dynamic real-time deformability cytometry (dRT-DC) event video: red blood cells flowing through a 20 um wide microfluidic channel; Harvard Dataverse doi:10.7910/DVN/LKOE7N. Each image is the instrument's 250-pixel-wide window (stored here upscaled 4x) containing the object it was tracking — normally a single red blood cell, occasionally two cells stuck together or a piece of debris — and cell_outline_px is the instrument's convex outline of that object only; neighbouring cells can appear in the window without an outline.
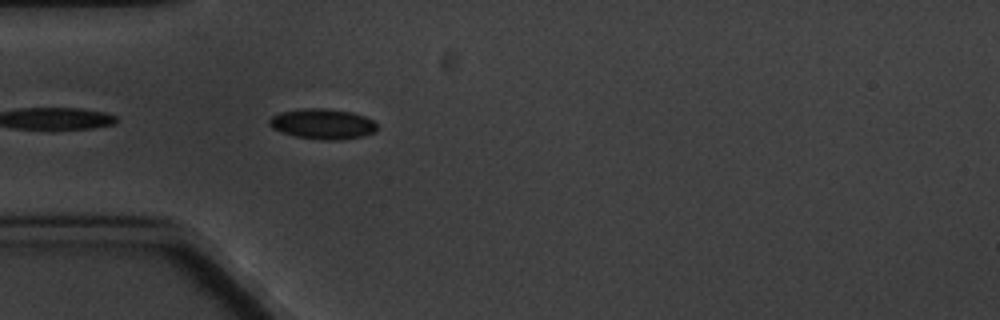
{"species": "common noctule bat (a hibernating species)", "species_latin": "Nyctalus noctula", "temperature_condition": "cold", "stored_images_in_passage": 5, "camera_frame_rate_fps": 3000, "um_per_image_px": 0.085, "animal": {"sex": "male", "body_mass_g": 20.1, "forearm_length_mm": 53.5}, "frame": {"image": 1, "passage_image": 5, "time_ms": 4.667, "image_size_px": [1000, 320], "cell_outline_px": [[376, 132], [364, 136], [340, 140], [320, 140], [296, 136], [272, 128], [268, 124], [268, 120], [272, 116], [280, 112], [300, 108], [324, 108], [352, 112], [364, 116], [372, 120], [376, 124]], "centroid_in_image_um": [27.42, 10.53], "position_along_channel_um": 57.6, "area_um2": 19.13}}